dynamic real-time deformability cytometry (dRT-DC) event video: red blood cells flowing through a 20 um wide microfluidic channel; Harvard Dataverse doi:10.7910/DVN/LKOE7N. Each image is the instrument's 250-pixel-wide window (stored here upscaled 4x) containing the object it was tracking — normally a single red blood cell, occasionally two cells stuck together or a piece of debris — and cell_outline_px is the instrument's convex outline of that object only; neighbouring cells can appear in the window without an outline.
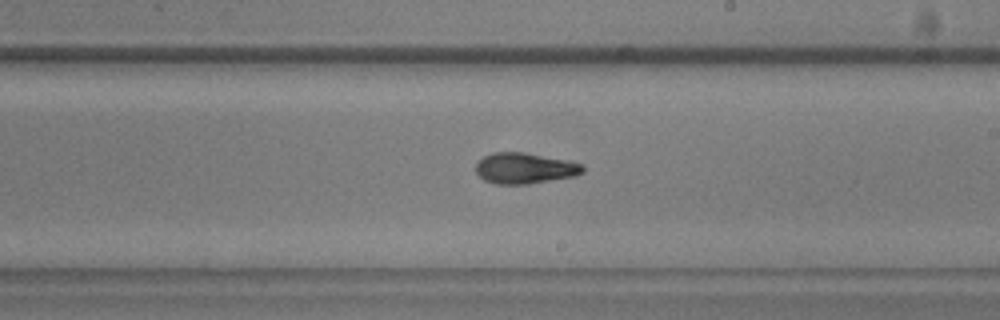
{"species": "common noctule bat (a hibernating species)", "species_latin": "Nyctalus noctula", "temperature_condition": "warm", "stored_images_in_passage": 39, "camera_frame_rate_fps": 3000, "um_per_image_px": 0.085, "animal": {"sex": "male", "body_mass_g": 20.5, "forearm_length_mm": 52.5}, "frame": {"image": 1, "passage_image": 28, "time_ms": 9.0, "image_size_px": [1000, 320], "cell_outline_px": [[584, 172], [576, 176], [528, 184], [496, 184], [484, 180], [476, 172], [476, 164], [484, 156], [492, 152], [524, 152], [568, 160], [580, 164], [584, 168]], "centroid_in_image_um": [44.61, 14.3], "position_along_channel_um": 244.4, "area_um2": 19.25}}
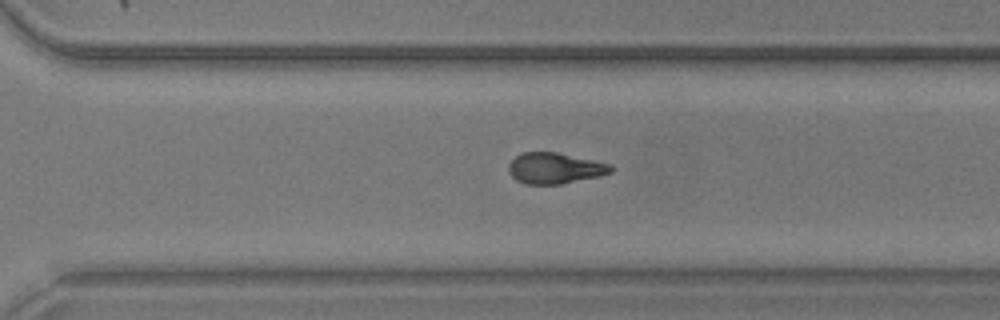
{"frame": {"image": 2, "passage_image": 34, "time_ms": 11.0, "image_size_px": [1000, 320], "cell_outline_px": [[612, 172], [600, 176], [560, 184], [524, 184], [516, 180], [508, 172], [508, 164], [516, 156], [524, 152], [556, 152], [612, 164]], "centroid_in_image_um": [47.15, 14.3], "position_along_channel_um": 323.4, "area_um2": 18.44}}